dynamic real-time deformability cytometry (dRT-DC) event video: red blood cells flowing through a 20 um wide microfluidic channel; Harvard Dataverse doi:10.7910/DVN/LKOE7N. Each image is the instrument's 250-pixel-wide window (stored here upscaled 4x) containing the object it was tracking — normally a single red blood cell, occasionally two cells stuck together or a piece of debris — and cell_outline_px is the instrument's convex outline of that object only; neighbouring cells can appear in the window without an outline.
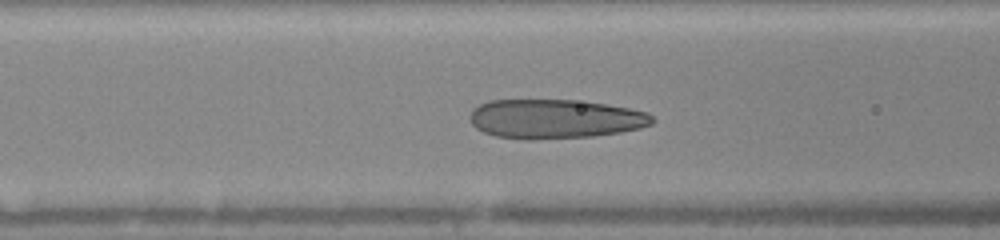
{"species": "human", "species_latin": "Homo sapiens", "temperature_condition": "warm", "stored_images_in_passage": 41, "camera_frame_rate_fps": 3000, "um_per_image_px": 0.085, "donor": {"sex": "female"}, "frame": {"image": 1, "passage_image": 17, "time_ms": 5.333, "image_size_px": [1000, 240], "cell_outline_px": [[656, 120], [652, 124], [640, 128], [620, 132], [592, 136], [532, 140], [528, 140], [496, 136], [484, 132], [476, 128], [472, 124], [472, 112], [480, 104], [488, 100], [572, 100], [604, 104], [628, 108], [648, 112]], "centroid_in_image_um": [47.2, 10.11], "position_along_channel_um": 119.4, "area_um2": 41.5}}
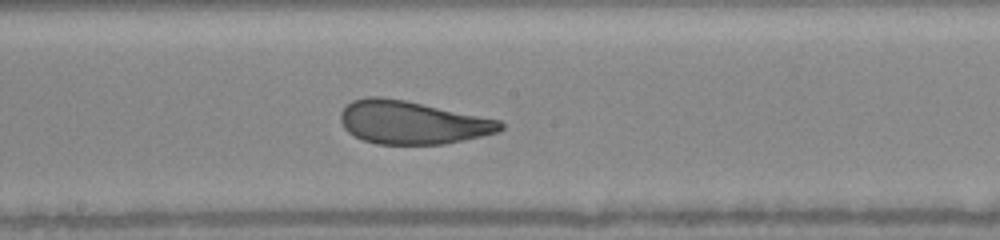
{"frame": {"image": 2, "passage_image": 24, "time_ms": 7.667, "image_size_px": [1000, 240], "cell_outline_px": [[504, 128], [496, 132], [464, 140], [444, 144], [376, 144], [364, 140], [348, 132], [344, 128], [340, 120], [340, 112], [352, 100], [368, 96], [380, 96], [404, 100], [500, 120], [504, 124]], "centroid_in_image_um": [35.0, 10.41], "position_along_channel_um": 213.2, "area_um2": 39.94}}
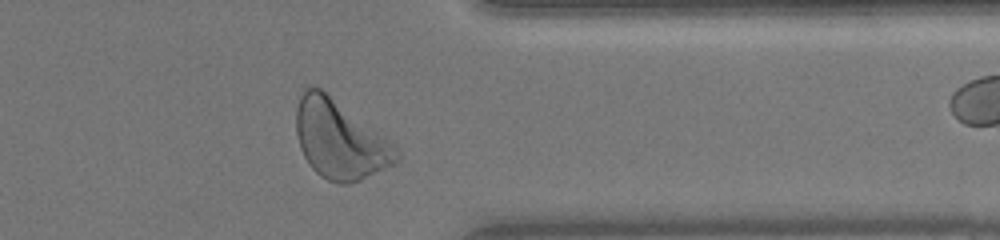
{"frame": {"image": 3, "passage_image": 37, "time_ms": 12.0, "image_size_px": [1000, 240], "cell_outline_px": [[400, 160], [396, 164], [360, 180], [348, 184], [340, 184], [328, 180], [320, 176], [308, 164], [300, 148], [296, 132], [296, 108], [300, 88], [312, 84], [320, 88], [396, 144], [400, 152]], "centroid_in_image_um": [28.88, 11.85], "position_along_channel_um": 382.5, "area_um2": 46.47}, "authors_computed_cell_mechanics": {"area_um2": 40.6334, "velocity_mm_per_s": 4.0094, "shape_relaxation_time_tau1_ms": 8.3245, "shape_relaxation_time_tau2_ms": 0.9477, "deformation_change_tau1": 0.2561, "deformation_change_tau2": 0.0876}}